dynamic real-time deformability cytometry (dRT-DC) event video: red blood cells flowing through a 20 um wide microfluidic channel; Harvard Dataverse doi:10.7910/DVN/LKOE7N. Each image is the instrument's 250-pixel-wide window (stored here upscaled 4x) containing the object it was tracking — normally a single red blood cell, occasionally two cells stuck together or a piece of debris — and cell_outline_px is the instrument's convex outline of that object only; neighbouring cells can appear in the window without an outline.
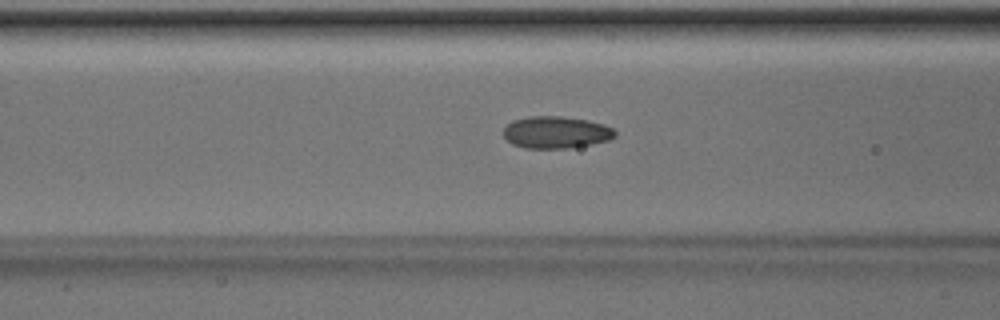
{"species": "Egyptian fruit bat (a non-hibernating species)", "species_latin": "Rousettus aegyptiacus", "temperature_condition": "room temperature", "stored_images_in_passage": 51, "camera_frame_rate_fps": 3000, "um_per_image_px": 0.085, "animal": {"sex": "male"}, "frame": {"image": 1, "passage_image": 20, "time_ms": 6.333, "image_size_px": [1000, 320], "cell_outline_px": [[616, 136], [608, 140], [592, 144], [568, 148], [524, 148], [512, 144], [504, 136], [504, 128], [512, 120], [528, 116], [560, 116], [588, 120], [604, 124], [612, 128], [616, 132]], "centroid_in_image_um": [47.26, 11.24], "position_along_channel_um": 119.3, "area_um2": 20.87}}
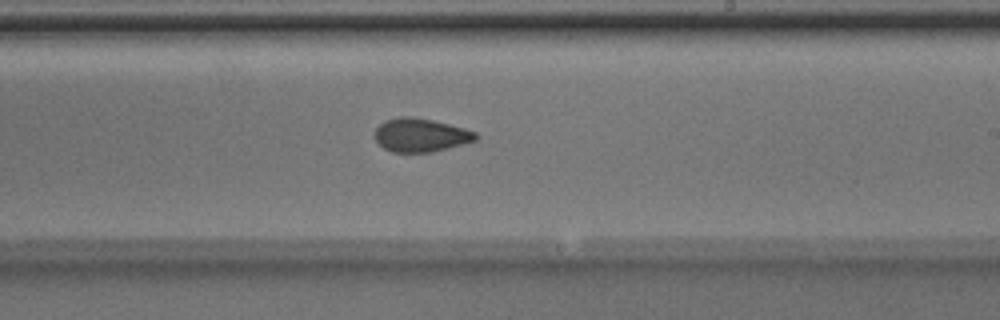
{"frame": {"image": 2, "passage_image": 30, "time_ms": 9.667, "image_size_px": [1000, 320], "cell_outline_px": [[476, 140], [448, 148], [432, 152], [392, 152], [384, 148], [372, 136], [376, 128], [384, 120], [396, 116], [412, 116], [432, 120], [464, 128], [476, 132]], "centroid_in_image_um": [35.7, 11.47], "position_along_channel_um": 253.3, "area_um2": 19.77}}
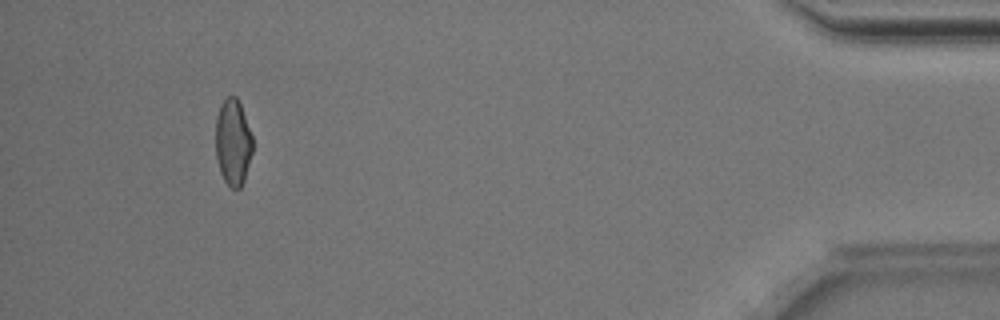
{"frame": {"image": 3, "passage_image": 47, "time_ms": 15.333, "image_size_px": [1000, 320], "cell_outline_px": [[252, 152], [244, 180], [240, 188], [232, 188], [224, 180], [220, 172], [216, 156], [216, 116], [220, 104], [228, 96], [236, 96], [240, 104], [252, 136]], "centroid_in_image_um": [19.79, 12.08], "position_along_channel_um": 415.4, "area_um2": 18.44}}